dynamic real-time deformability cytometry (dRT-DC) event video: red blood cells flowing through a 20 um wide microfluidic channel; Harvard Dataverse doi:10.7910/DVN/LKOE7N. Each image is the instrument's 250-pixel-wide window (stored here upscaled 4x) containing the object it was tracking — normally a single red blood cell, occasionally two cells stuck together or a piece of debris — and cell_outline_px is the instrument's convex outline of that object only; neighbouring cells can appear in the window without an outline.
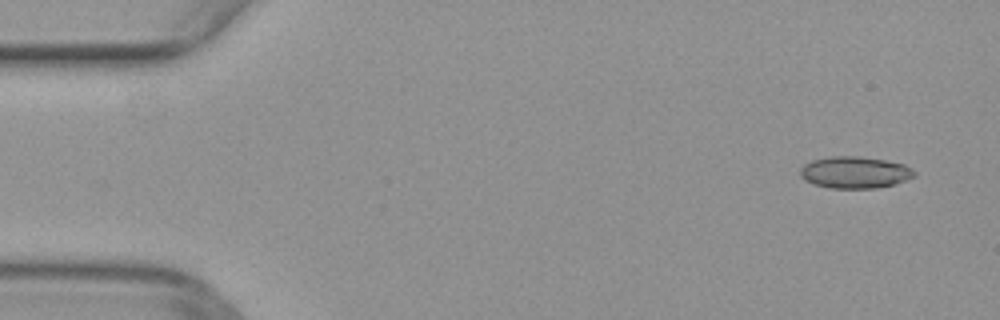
{"species": "common noctule bat (a hibernating species)", "species_latin": "Nyctalus noctula", "temperature_condition": "warm", "stored_images_in_passage": 48, "camera_frame_rate_fps": 3000, "um_per_image_px": 0.085, "animal": {"sex": "female", "body_mass_g": 29.2, "forearm_length_mm": 56.3}, "frame": {"image": 1, "passage_image": 1, "time_ms": 0.0, "image_size_px": [1000, 320], "cell_outline_px": [[916, 176], [892, 184], [876, 188], [828, 188], [812, 184], [804, 180], [800, 176], [800, 168], [804, 164], [812, 160], [832, 156], [860, 156], [884, 160], [904, 164], [912, 168], [916, 172]], "centroid_in_image_um": [72.63, 14.65], "position_along_channel_um": 12.4, "area_um2": 21.21}}
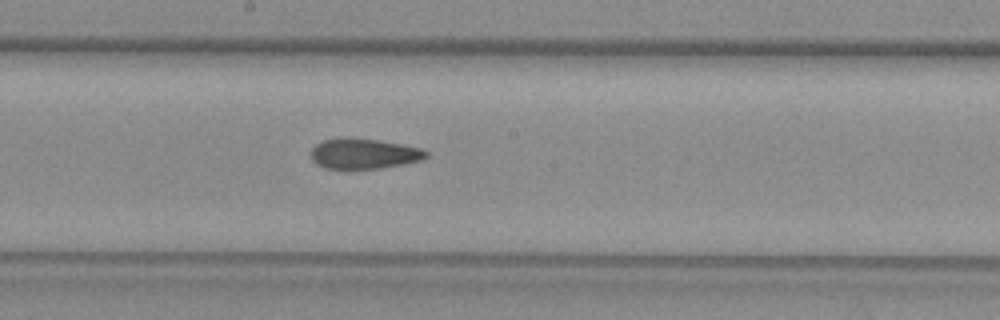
{"frame": {"image": 2, "passage_image": 25, "time_ms": 8.0, "image_size_px": [1000, 320], "cell_outline_px": [[428, 156], [420, 160], [380, 168], [348, 172], [324, 168], [316, 164], [312, 160], [312, 148], [316, 144], [324, 140], [344, 136], [348, 136], [376, 140], [400, 144], [420, 148], [428, 152]], "centroid_in_image_um": [30.84, 13.09], "position_along_channel_um": 217.4, "area_um2": 20.98}}
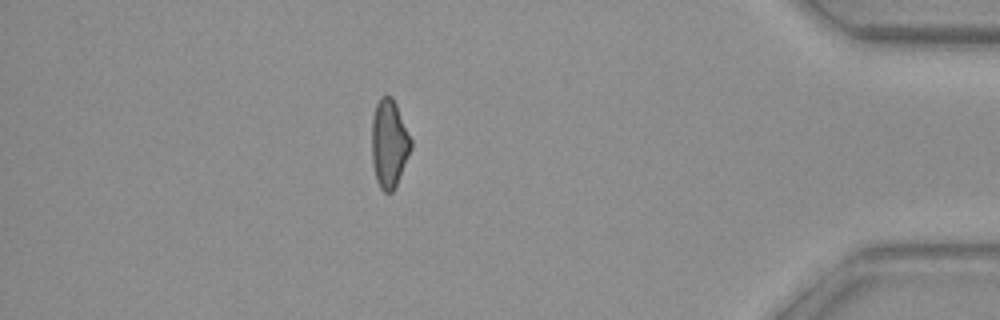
{"frame": {"image": 3, "passage_image": 42, "time_ms": 13.667, "image_size_px": [1000, 320], "cell_outline_px": [[412, 148], [396, 188], [392, 192], [384, 192], [380, 188], [376, 180], [372, 164], [372, 116], [376, 104], [380, 96], [392, 96], [396, 104], [412, 140]], "centroid_in_image_um": [33.08, 12.23], "position_along_channel_um": 402.1, "area_um2": 20.4}}